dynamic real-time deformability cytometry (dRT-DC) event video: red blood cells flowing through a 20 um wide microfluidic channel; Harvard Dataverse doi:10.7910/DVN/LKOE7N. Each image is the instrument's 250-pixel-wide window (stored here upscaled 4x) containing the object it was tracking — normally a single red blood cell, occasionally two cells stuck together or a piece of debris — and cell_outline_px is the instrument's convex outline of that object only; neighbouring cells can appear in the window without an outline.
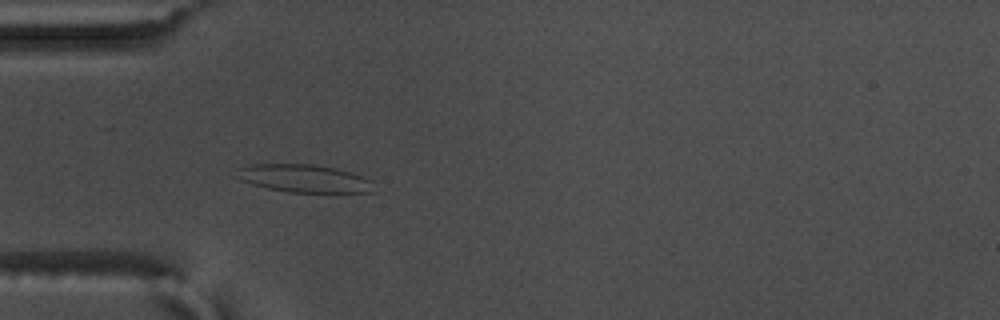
{"species": "common noctule bat (a hibernating species)", "species_latin": "Nyctalus noctula", "temperature_condition": "warm", "stored_images_in_passage": 56, "camera_frame_rate_fps": 3000, "um_per_image_px": 0.085, "animal": {"sex": "male", "body_mass_g": 17.5, "forearm_length_mm": 52.3}, "frame": {"image": 1, "passage_image": 17, "time_ms": 5.333, "image_size_px": [1000, 320], "cell_outline_px": [[376, 192], [288, 192], [268, 188], [252, 184], [240, 180], [236, 176], [236, 168], [248, 164], [312, 164], [336, 168], [352, 172], [364, 176], [372, 180]], "centroid_in_image_um": [25.86, 15.16], "position_along_channel_um": 59.1, "area_um2": 22.54}}
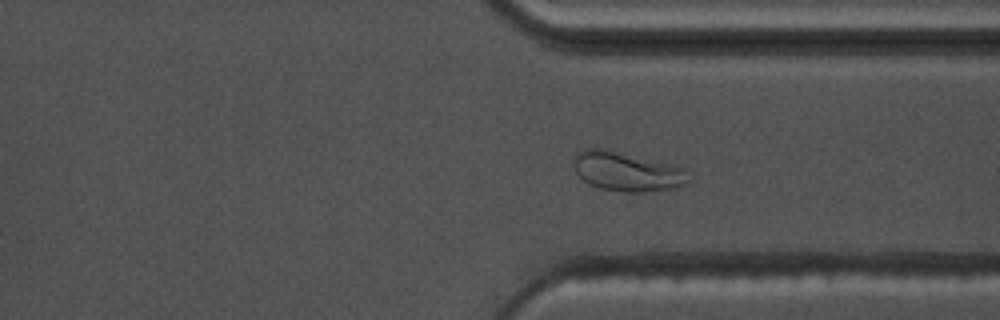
{"frame": {"image": 2, "passage_image": 42, "time_ms": 13.667, "image_size_px": [1000, 320], "cell_outline_px": [[692, 180], [676, 188], [640, 192], [624, 192], [600, 188], [588, 184], [576, 172], [572, 164], [572, 160], [576, 152], [584, 148], [612, 148], [672, 164], [684, 168], [692, 176]], "centroid_in_image_um": [53.3, 14.54], "position_along_channel_um": 358.1, "area_um2": 27.17}}
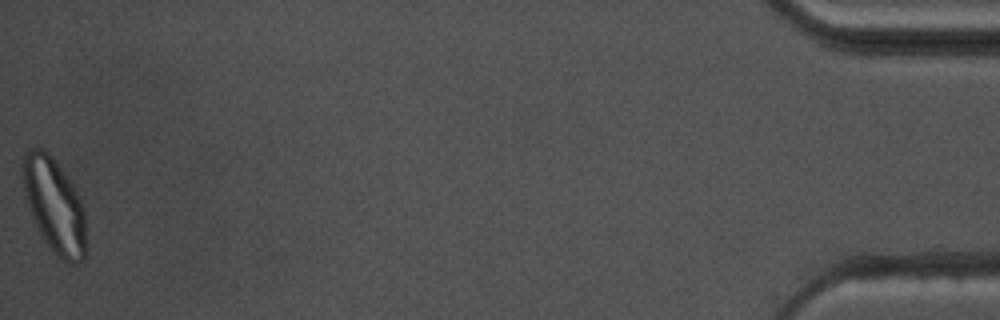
{"frame": {"image": 3, "passage_image": 56, "time_ms": 18.333, "image_size_px": [1000, 320], "cell_outline_px": [[84, 260], [76, 264], [72, 264], [56, 256], [44, 240], [32, 216], [24, 192], [20, 176], [20, 164], [24, 152], [28, 148], [40, 148], [48, 152], [52, 156], [72, 184], [80, 196], [84, 208]], "centroid_in_image_um": [4.57, 17.4], "position_along_channel_um": 430.6, "area_um2": 34.97}, "authors_computed_cell_mechanics": {"area_um2": 24.9118, "velocity_mm_per_s": 3.6399, "shape_relaxation_time_tau1_ms": 5.4034, "shape_relaxation_time_tau2_ms": 1.5146, "deformation_change_tau1": 0.1796, "deformation_change_tau2": 0.0782}}